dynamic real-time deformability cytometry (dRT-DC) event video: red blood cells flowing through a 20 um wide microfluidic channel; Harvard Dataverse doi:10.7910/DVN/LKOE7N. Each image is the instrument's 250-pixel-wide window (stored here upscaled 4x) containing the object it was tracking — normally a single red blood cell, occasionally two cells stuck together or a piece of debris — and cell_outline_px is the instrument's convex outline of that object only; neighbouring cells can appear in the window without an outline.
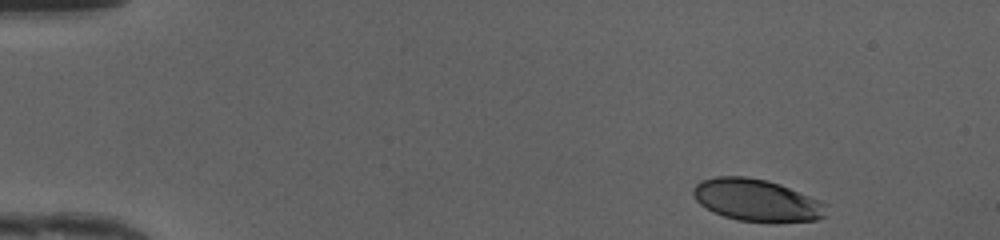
{"species": "human", "species_latin": "Homo sapiens", "temperature_condition": "cold", "stored_images_in_passage": 44, "camera_frame_rate_fps": 3000, "um_per_image_px": 0.085, "donor": {"sex": "female"}, "frame": {"image": 1, "passage_image": 1, "time_ms": 0.0, "image_size_px": [1000, 240], "cell_outline_px": [[828, 216], [816, 220], [776, 224], [768, 224], [736, 220], [712, 212], [700, 204], [696, 200], [692, 192], [692, 188], [700, 180], [716, 176], [748, 176], [768, 180], [780, 184], [820, 200], [828, 204]], "centroid_in_image_um": [64.37, 17.05], "position_along_channel_um": 20.6, "area_um2": 33.76}}
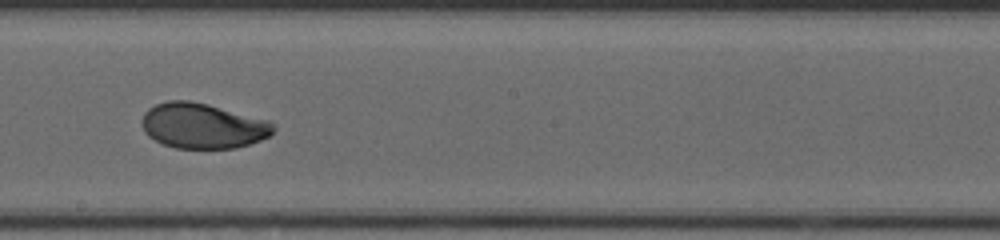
{"frame": {"image": 2, "passage_image": 24, "time_ms": 7.667, "image_size_px": [1000, 240], "cell_outline_px": [[276, 128], [268, 136], [260, 140], [236, 148], [176, 148], [164, 144], [148, 136], [144, 132], [140, 120], [144, 112], [148, 108], [156, 104], [168, 100], [188, 100], [208, 104], [268, 120]], "centroid_in_image_um": [17.19, 10.68], "position_along_channel_um": 231.0, "area_um2": 34.68}}
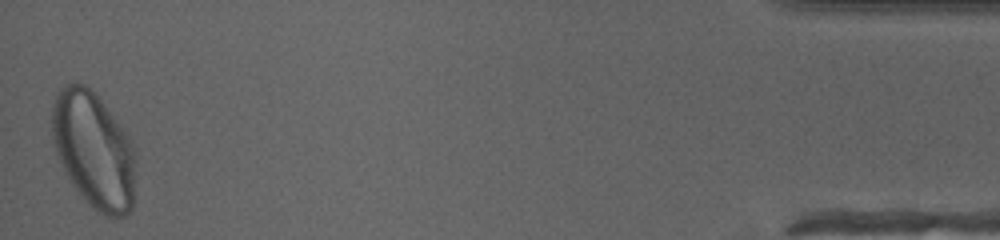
{"frame": {"image": 3, "passage_image": 44, "time_ms": 14.333, "image_size_px": [1000, 240], "cell_outline_px": [[136, 160], [132, 208], [124, 216], [112, 220], [104, 216], [72, 184], [56, 152], [52, 136], [52, 108], [56, 96], [60, 88], [64, 84], [76, 80], [84, 84], [100, 100], [128, 136], [132, 144], [136, 156]], "centroid_in_image_um": [7.98, 12.75], "position_along_channel_um": 427.2, "area_um2": 56.07}, "authors_computed_cell_mechanics": {"area_um2": 34.68, "velocity_mm_per_s": 4.1846, "shape_relaxation_time_tau1_ms": 3.404, "shape_relaxation_time_tau2_ms": 0.7368, "deformation_change_tau1": 0.1669, "deformation_change_tau2": 0.0425}}